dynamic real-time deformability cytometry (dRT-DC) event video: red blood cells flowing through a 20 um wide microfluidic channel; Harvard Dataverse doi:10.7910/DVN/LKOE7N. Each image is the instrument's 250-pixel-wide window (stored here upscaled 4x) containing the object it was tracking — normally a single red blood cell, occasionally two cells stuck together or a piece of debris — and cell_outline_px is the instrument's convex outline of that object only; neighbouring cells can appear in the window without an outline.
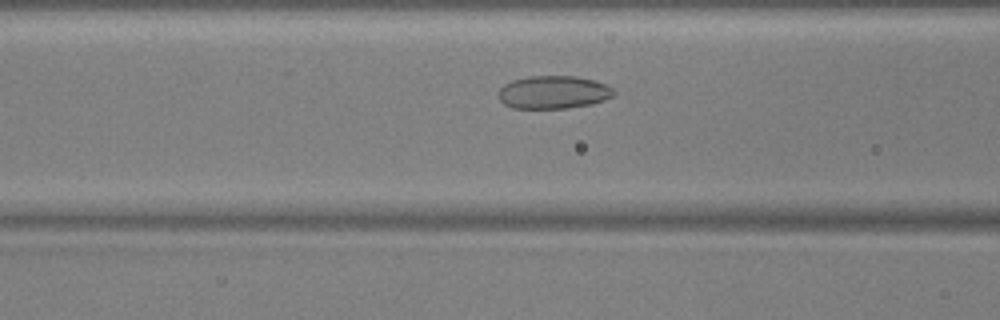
{"species": "common noctule bat (a hibernating species)", "species_latin": "Nyctalus noctula", "temperature_condition": "warm", "stored_images_in_passage": 35, "camera_frame_rate_fps": 3000, "um_per_image_px": 0.085, "animal": {"sex": "male", "body_mass_g": 17.9, "forearm_length_mm": 54.2}, "frame": {"image": 1, "passage_image": 10, "time_ms": 3.0, "image_size_px": [1000, 320], "cell_outline_px": [[616, 92], [612, 96], [604, 100], [592, 104], [568, 108], [512, 108], [504, 104], [496, 96], [496, 92], [504, 84], [512, 80], [528, 76], [576, 76], [592, 80], [604, 84], [612, 88]], "centroid_in_image_um": [46.99, 7.84], "position_along_channel_um": 119.6, "area_um2": 22.31}}
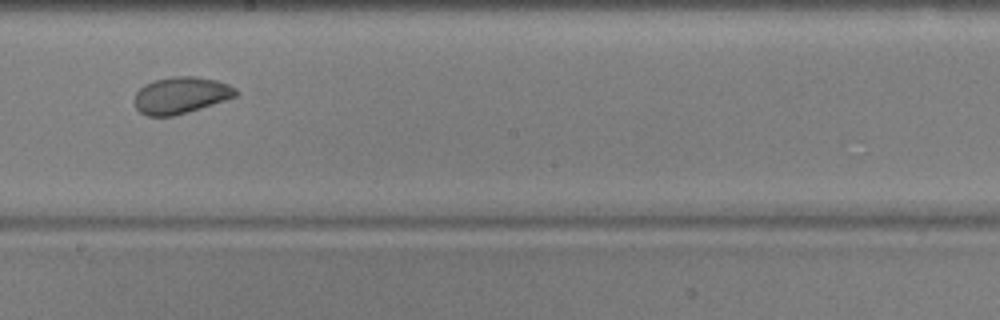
{"frame": {"image": 2, "passage_image": 19, "time_ms": 6.0, "image_size_px": [1000, 320], "cell_outline_px": [[240, 92], [236, 96], [176, 116], [148, 116], [140, 112], [136, 108], [132, 100], [136, 92], [144, 84], [156, 80], [172, 76], [196, 76], [216, 80], [228, 84], [236, 88]], "centroid_in_image_um": [15.35, 8.09], "position_along_channel_um": 232.9, "area_um2": 21.79}}
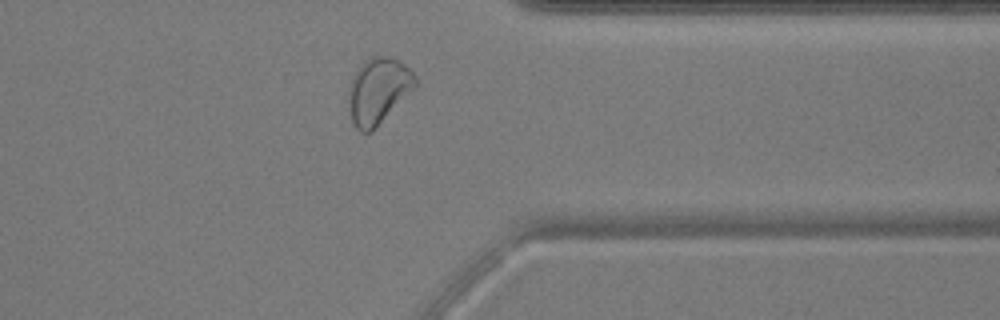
{"frame": {"image": 3, "passage_image": 31, "time_ms": 10.0, "image_size_px": [1000, 320], "cell_outline_px": [[416, 88], [372, 132], [360, 132], [352, 124], [348, 112], [348, 88], [352, 76], [364, 60], [372, 56], [388, 56], [400, 60], [416, 76]], "centroid_in_image_um": [32.13, 7.73], "position_along_channel_um": 379.3, "area_um2": 26.24}, "authors_computed_cell_mechanics": {"area_um2": 22.0218, "velocity_mm_per_s": 3.7728, "shape_relaxation_time_tau1_ms": 3.5408, "shape_relaxation_time_tau2_ms": 1.78, "deformation_change_tau1": 0.0886, "deformation_change_tau2": 0.0626}}